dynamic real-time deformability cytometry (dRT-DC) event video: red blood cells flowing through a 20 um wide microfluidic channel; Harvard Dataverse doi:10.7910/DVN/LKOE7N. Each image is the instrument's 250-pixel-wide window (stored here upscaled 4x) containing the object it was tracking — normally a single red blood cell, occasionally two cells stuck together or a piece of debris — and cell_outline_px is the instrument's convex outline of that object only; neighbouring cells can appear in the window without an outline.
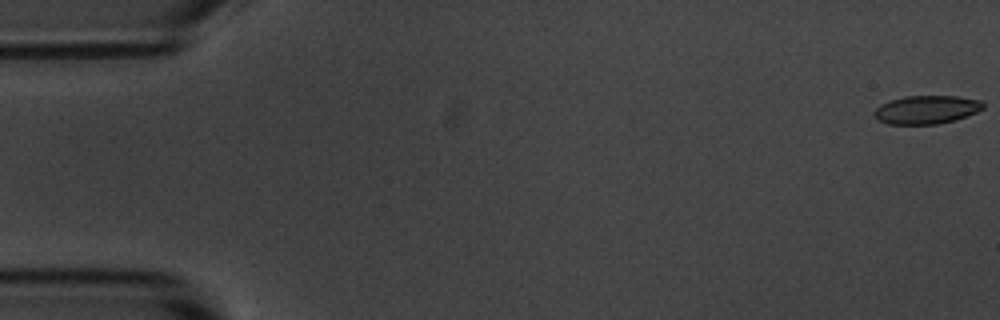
{"species": "common noctule bat (a hibernating species)", "species_latin": "Nyctalus noctula", "temperature_condition": "room temperature", "stored_images_in_passage": 8, "camera_frame_rate_fps": 3000, "um_per_image_px": 0.085, "animal": {"sex": "male", "body_mass_g": 20.1, "forearm_length_mm": 53.5}, "frame": {"image": 1, "passage_image": 1, "time_ms": 0.0, "image_size_px": [1000, 320], "cell_outline_px": [[984, 108], [976, 112], [956, 120], [936, 124], [888, 124], [876, 120], [872, 112], [880, 104], [904, 96], [956, 96], [980, 100], [984, 104]], "centroid_in_image_um": [78.72, 9.32], "position_along_channel_um": 6.3, "area_um2": 18.09}}
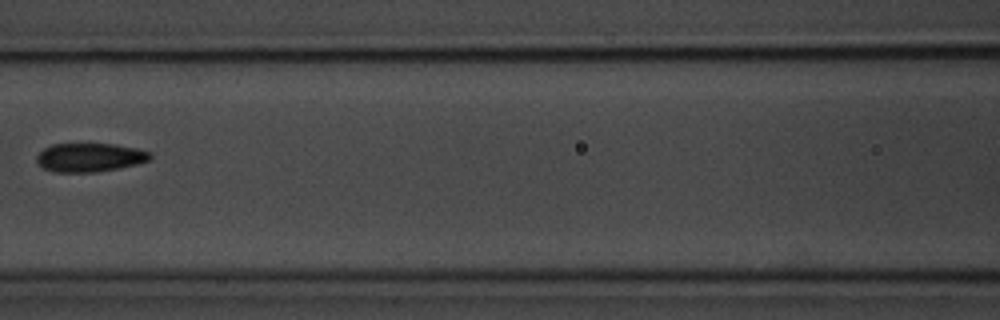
{"frame": {"image": 2, "passage_image": 7, "time_ms": 8.0, "image_size_px": [1000, 320], "cell_outline_px": [[152, 156], [148, 160], [136, 164], [96, 172], [56, 172], [44, 168], [36, 160], [36, 156], [44, 148], [52, 144], [116, 144], [136, 148], [152, 152]], "centroid_in_image_um": [7.63, 13.37], "position_along_channel_um": 159.0, "area_um2": 18.84}}
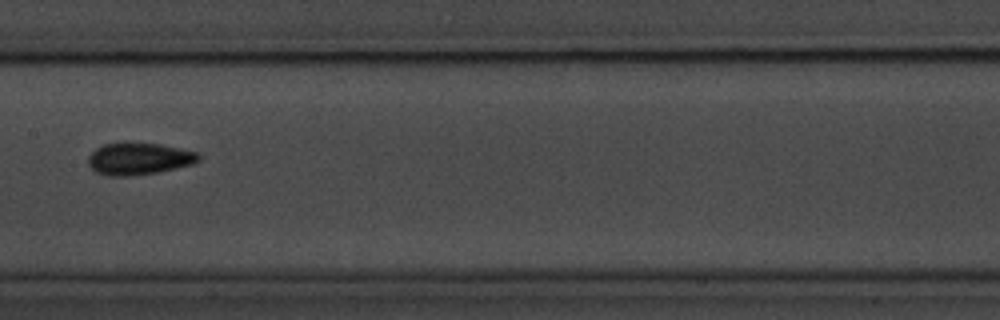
{"frame": {"image": 3, "passage_image": 8, "time_ms": 9.0, "image_size_px": [1000, 320], "cell_outline_px": [[200, 160], [192, 164], [156, 172], [128, 176], [108, 176], [96, 172], [88, 164], [88, 156], [96, 148], [104, 144], [124, 140], [160, 144], [196, 152], [200, 156]], "centroid_in_image_um": [11.75, 13.46], "position_along_channel_um": 195.6, "area_um2": 20.87}}